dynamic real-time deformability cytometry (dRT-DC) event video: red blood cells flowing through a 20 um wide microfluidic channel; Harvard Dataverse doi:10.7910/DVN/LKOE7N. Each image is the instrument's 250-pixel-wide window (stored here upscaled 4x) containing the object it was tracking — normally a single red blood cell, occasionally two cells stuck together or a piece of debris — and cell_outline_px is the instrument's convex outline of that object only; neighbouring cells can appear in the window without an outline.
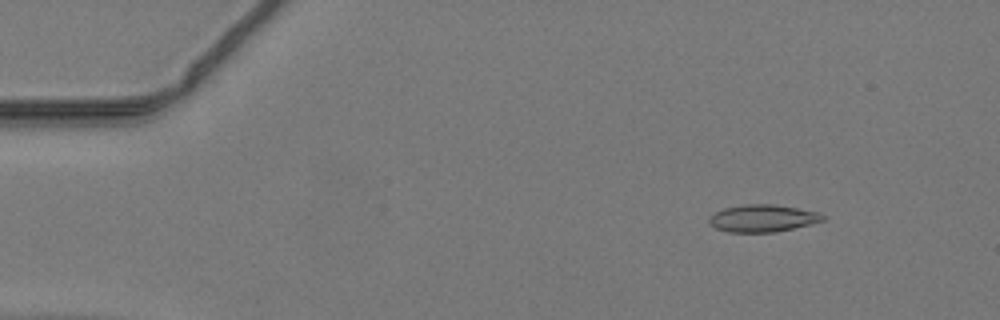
{"species": "common noctule bat (a hibernating species)", "species_latin": "Nyctalus noctula", "temperature_condition": "warm", "stored_images_in_passage": 29, "camera_frame_rate_fps": 3000, "um_per_image_px": 0.085, "animal": {"sex": "male", "body_mass_g": 19.2, "forearm_length_mm": 51.8}, "frame": {"image": 1, "passage_image": 6, "time_ms": 1.667, "image_size_px": [1000, 320], "cell_outline_px": [[824, 220], [776, 232], [728, 232], [716, 228], [708, 224], [708, 216], [724, 208], [744, 204], [776, 204], [820, 212], [824, 216]], "centroid_in_image_um": [64.79, 18.54], "position_along_channel_um": 20.2, "area_um2": 18.09}}
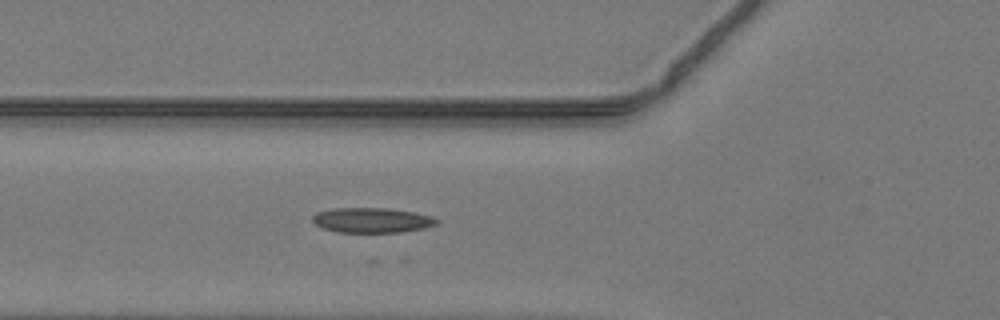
{"frame": {"image": 2, "passage_image": 18, "time_ms": 5.667, "image_size_px": [1000, 320], "cell_outline_px": [[440, 220], [436, 224], [424, 228], [400, 232], [336, 232], [324, 228], [316, 224], [312, 220], [312, 216], [316, 212], [332, 208], [388, 208], [412, 212], [432, 216]], "centroid_in_image_um": [31.6, 18.71], "position_along_channel_um": 94.2, "area_um2": 18.03}}
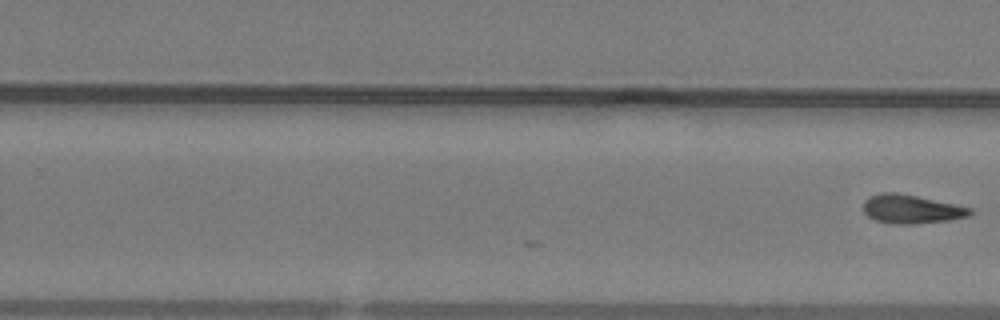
{"frame": {"image": 3, "passage_image": 29, "time_ms": 9.333, "image_size_px": [1000, 320], "cell_outline_px": [[972, 212], [968, 216], [948, 220], [912, 224], [896, 224], [876, 220], [868, 216], [864, 212], [864, 200], [868, 196], [880, 192], [900, 192], [972, 208]], "centroid_in_image_um": [77.43, 17.75], "position_along_channel_um": 252.4, "area_um2": 17.86}}